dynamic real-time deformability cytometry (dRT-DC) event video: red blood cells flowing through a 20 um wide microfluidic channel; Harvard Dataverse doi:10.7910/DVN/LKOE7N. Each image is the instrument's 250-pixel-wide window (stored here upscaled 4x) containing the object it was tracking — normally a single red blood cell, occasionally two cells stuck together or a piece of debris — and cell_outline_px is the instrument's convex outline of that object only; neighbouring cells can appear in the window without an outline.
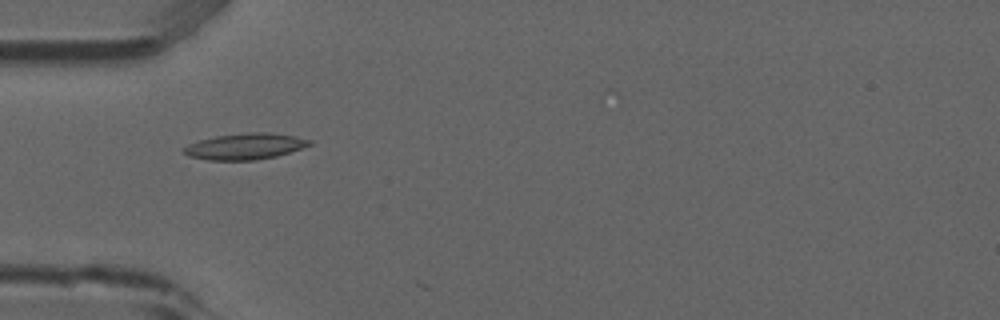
{"species": "common noctule bat (a hibernating species)", "species_latin": "Nyctalus noctula", "temperature_condition": "room temperature", "stored_images_in_passage": 3, "camera_frame_rate_fps": 3000, "um_per_image_px": 0.085, "animal": {"sex": "male", "forearm_length_mm": 52.5}, "frame": {"image": 1, "passage_image": 1, "time_ms": 0.0, "image_size_px": [1000, 320], "cell_outline_px": [[312, 144], [276, 156], [252, 160], [208, 160], [188, 156], [180, 148], [188, 144], [200, 140], [216, 136], [248, 132], [268, 132], [296, 136], [312, 140]], "centroid_in_image_um": [20.8, 12.43], "position_along_channel_um": 64.2, "area_um2": 19.07}}
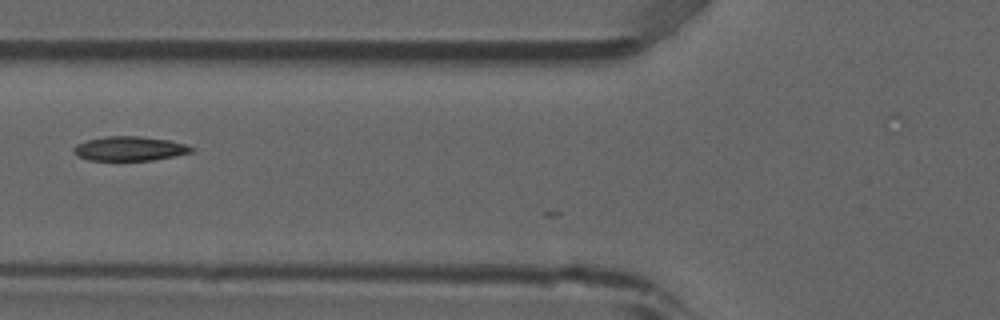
{"frame": {"image": 2, "passage_image": 2, "time_ms": 0.333, "image_size_px": [1000, 320], "cell_outline_px": [[196, 148], [192, 152], [176, 156], [152, 160], [88, 160], [76, 156], [72, 152], [72, 148], [76, 144], [84, 140], [104, 136], [140, 136], [168, 140], [184, 144]], "centroid_in_image_um": [10.97, 12.63], "position_along_channel_um": 114.8, "area_um2": 16.94}}